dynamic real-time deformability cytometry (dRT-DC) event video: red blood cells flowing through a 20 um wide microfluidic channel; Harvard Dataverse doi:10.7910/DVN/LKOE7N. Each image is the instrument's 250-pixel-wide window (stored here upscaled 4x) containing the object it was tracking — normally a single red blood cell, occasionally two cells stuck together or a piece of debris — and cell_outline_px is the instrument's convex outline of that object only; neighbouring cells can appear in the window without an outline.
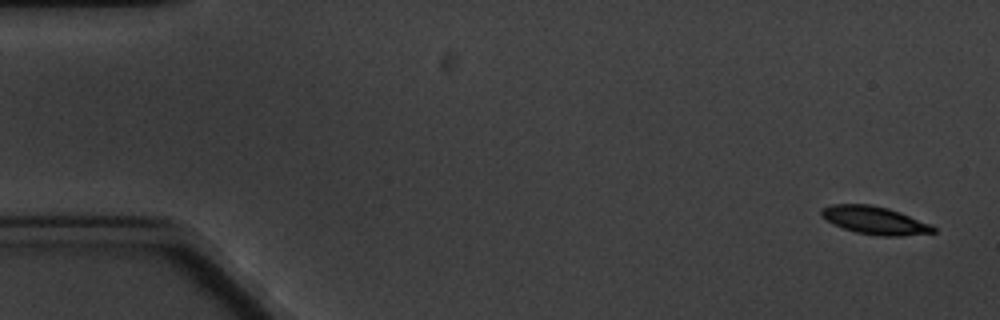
{"species": "common noctule bat (a hibernating species)", "species_latin": "Nyctalus noctula", "temperature_condition": "cold", "stored_images_in_passage": 9, "camera_frame_rate_fps": 3000, "um_per_image_px": 0.085, "animal": {"sex": "male", "body_mass_g": 20.1, "forearm_length_mm": 53.5}, "frame": {"image": 1, "passage_image": 1, "time_ms": 0.0, "image_size_px": [1000, 320], "cell_outline_px": [[936, 232], [900, 236], [880, 236], [856, 232], [832, 224], [820, 216], [820, 208], [832, 204], [872, 204], [888, 208], [900, 212], [932, 224], [936, 228]], "centroid_in_image_um": [74.34, 18.72], "position_along_channel_um": 10.7, "area_um2": 18.38}}
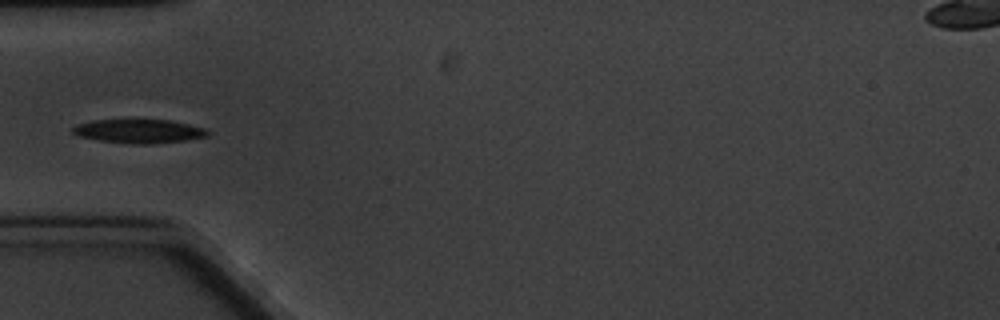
{"frame": {"image": 2, "passage_image": 6, "time_ms": 5.667, "image_size_px": [1000, 320], "cell_outline_px": [[208, 136], [188, 140], [152, 144], [128, 144], [100, 140], [80, 136], [72, 132], [72, 128], [76, 124], [96, 120], [124, 116], [168, 120], [188, 124], [204, 128], [208, 132]], "centroid_in_image_um": [11.77, 11.1], "position_along_channel_um": 73.2, "area_um2": 19.65}}